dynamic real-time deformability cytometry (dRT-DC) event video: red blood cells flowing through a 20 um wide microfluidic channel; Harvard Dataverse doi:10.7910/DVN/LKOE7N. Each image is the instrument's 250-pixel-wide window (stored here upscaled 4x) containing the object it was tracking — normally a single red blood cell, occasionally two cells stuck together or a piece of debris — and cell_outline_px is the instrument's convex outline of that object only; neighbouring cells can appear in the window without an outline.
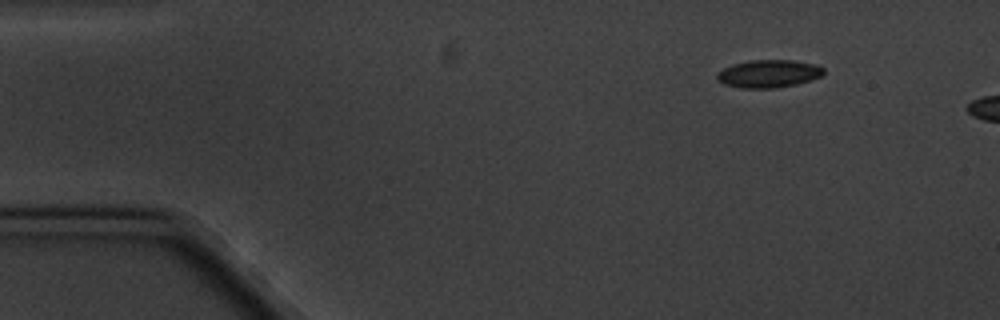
{"species": "common noctule bat (a hibernating species)", "species_latin": "Nyctalus noctula", "temperature_condition": "cold", "stored_images_in_passage": 2, "camera_frame_rate_fps": 3000, "um_per_image_px": 0.085, "animal": {"sex": "male", "body_mass_g": 20.1, "forearm_length_mm": 53.5}, "frame": {"image": 1, "passage_image": 1, "time_ms": 0.0, "image_size_px": [1000, 320], "cell_outline_px": [[824, 72], [820, 76], [796, 84], [776, 88], [744, 88], [724, 84], [716, 80], [716, 72], [732, 64], [748, 60], [792, 60], [816, 64], [824, 68]], "centroid_in_image_um": [65.29, 6.25], "position_along_channel_um": 19.7, "area_um2": 17.28}}